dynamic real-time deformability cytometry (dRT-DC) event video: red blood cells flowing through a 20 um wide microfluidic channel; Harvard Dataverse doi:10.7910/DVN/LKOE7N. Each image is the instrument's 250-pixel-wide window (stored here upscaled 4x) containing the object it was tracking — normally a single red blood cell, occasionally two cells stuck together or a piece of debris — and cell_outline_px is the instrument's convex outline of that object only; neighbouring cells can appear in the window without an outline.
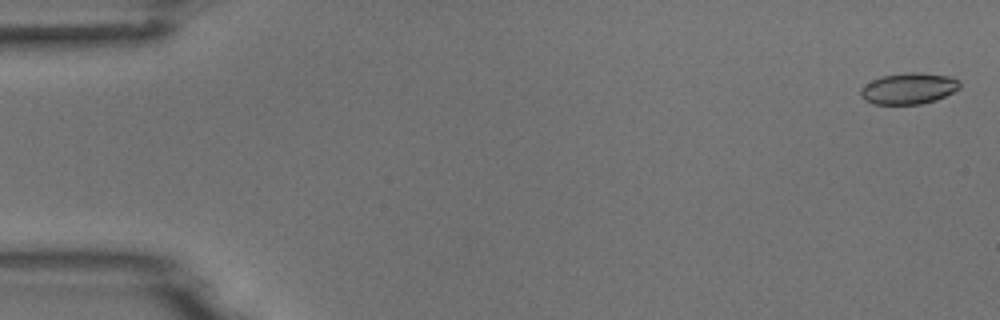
{"species": "common noctule bat (a hibernating species)", "species_latin": "Nyctalus noctula", "temperature_condition": "room temperature", "stored_images_in_passage": 5, "camera_frame_rate_fps": 3000, "um_per_image_px": 0.085, "animal": {"sex": "male", "body_mass_g": 18.8}, "frame": {"image": 1, "passage_image": 1, "time_ms": 0.0, "image_size_px": [1000, 320], "cell_outline_px": [[960, 88], [936, 100], [920, 104], [872, 104], [864, 100], [860, 96], [860, 88], [864, 84], [880, 76], [904, 72], [920, 72], [952, 76], [960, 80]], "centroid_in_image_um": [77.22, 7.5], "position_along_channel_um": 7.8, "area_um2": 18.38}}
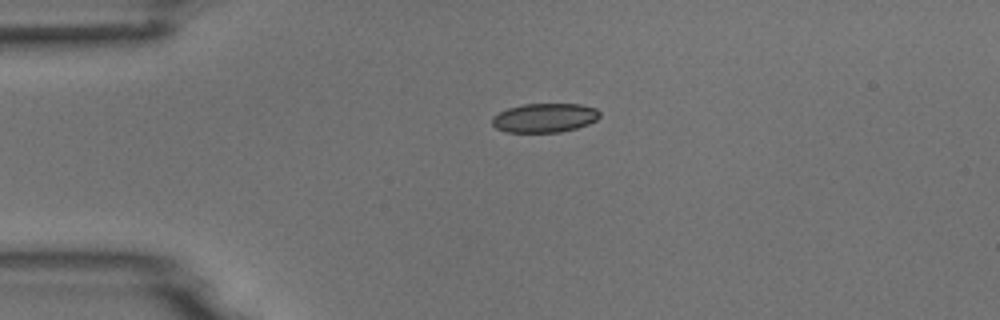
{"frame": {"image": 2, "passage_image": 4, "time_ms": 3.667, "image_size_px": [1000, 320], "cell_outline_px": [[600, 116], [596, 120], [588, 124], [576, 128], [560, 132], [508, 132], [496, 128], [492, 124], [492, 116], [508, 108], [524, 104], [580, 104], [596, 108], [600, 112]], "centroid_in_image_um": [46.3, 10.01], "position_along_channel_um": 38.7, "area_um2": 18.21}}